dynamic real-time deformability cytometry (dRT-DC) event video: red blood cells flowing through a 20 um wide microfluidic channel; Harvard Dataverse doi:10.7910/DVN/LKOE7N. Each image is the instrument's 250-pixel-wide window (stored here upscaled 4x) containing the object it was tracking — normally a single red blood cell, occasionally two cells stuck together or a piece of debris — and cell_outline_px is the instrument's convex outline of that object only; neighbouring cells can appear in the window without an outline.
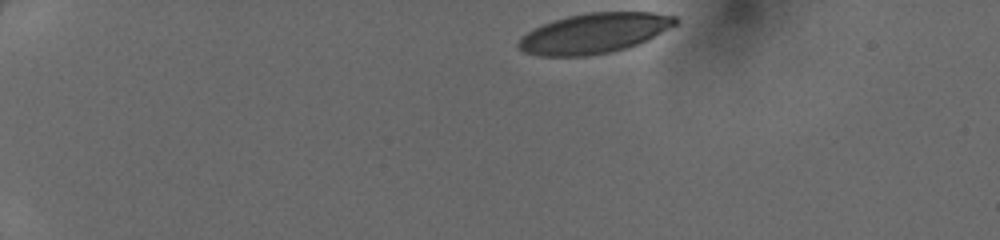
{"species": "human", "species_latin": "Homo sapiens", "temperature_condition": "cold", "stored_images_in_passage": 39, "camera_frame_rate_fps": 3000, "um_per_image_px": 0.085, "donor": {"sex": "female"}, "frame": {"image": 1, "passage_image": 1, "time_ms": 0.0, "image_size_px": [1000, 240], "cell_outline_px": [[680, 20], [676, 24], [648, 40], [640, 44], [628, 48], [612, 52], [588, 56], [540, 56], [524, 52], [516, 44], [520, 36], [552, 20], [568, 16], [588, 12], [652, 12], [676, 16]], "centroid_in_image_um": [50.53, 2.83], "position_along_channel_um": 34.5, "area_um2": 36.88}}
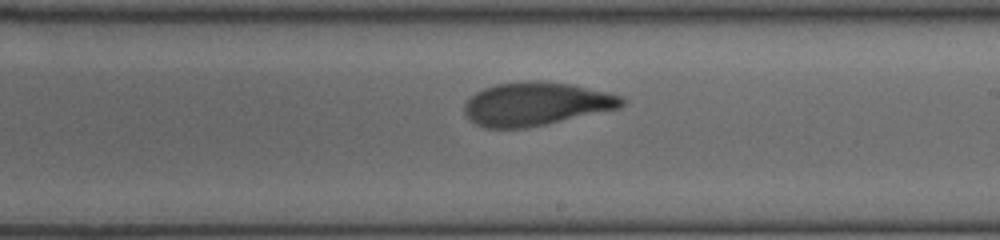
{"frame": {"image": 2, "passage_image": 22, "time_ms": 7.0, "image_size_px": [1000, 240], "cell_outline_px": [[624, 104], [620, 108], [544, 124], [524, 128], [484, 128], [476, 124], [464, 112], [464, 104], [476, 92], [484, 88], [496, 84], [528, 80], [572, 84], [608, 92], [624, 96]], "centroid_in_image_um": [45.58, 8.82], "position_along_channel_um": 243.4, "area_um2": 39.54}}
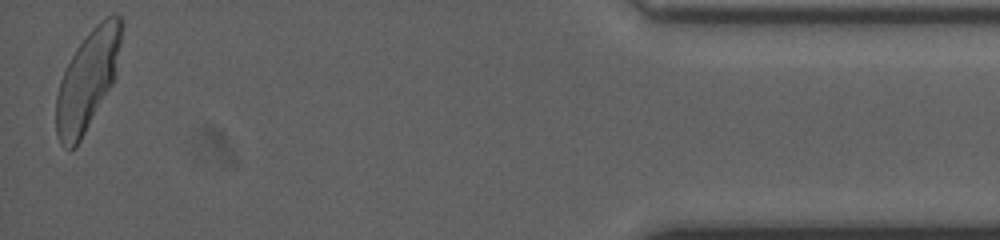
{"frame": {"image": 3, "passage_image": 39, "time_ms": 12.667, "image_size_px": [1000, 240], "cell_outline_px": [[124, 24], [112, 84], [76, 148], [64, 148], [60, 144], [56, 132], [56, 96], [60, 80], [76, 48], [88, 32], [100, 20], [112, 12], [120, 16], [124, 20]], "centroid_in_image_um": [7.44, 6.78], "position_along_channel_um": 427.8, "area_um2": 37.51}}